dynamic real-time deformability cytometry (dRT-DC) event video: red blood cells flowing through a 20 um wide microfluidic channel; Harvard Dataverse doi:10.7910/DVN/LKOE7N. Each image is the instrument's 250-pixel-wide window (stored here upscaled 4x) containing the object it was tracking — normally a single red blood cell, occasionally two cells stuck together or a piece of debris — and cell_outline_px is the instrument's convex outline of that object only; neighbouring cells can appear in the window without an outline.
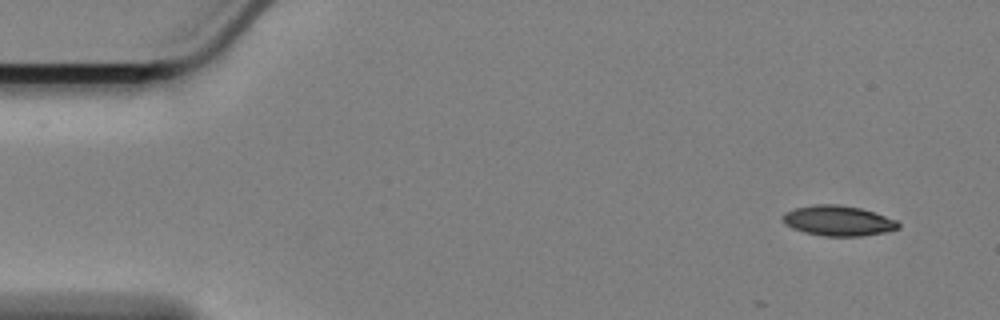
{"species": "Egyptian fruit bat (a non-hibernating species)", "species_latin": "Rousettus aegyptiacus", "temperature_condition": "cold", "stored_images_in_passage": 7, "camera_frame_rate_fps": 3000, "um_per_image_px": 0.085, "animal": {"sex": "female"}, "frame": {"image": 1, "passage_image": 1, "time_ms": 0.0, "image_size_px": [1000, 320], "cell_outline_px": [[900, 228], [884, 232], [860, 236], [824, 236], [804, 232], [792, 228], [784, 224], [780, 216], [784, 212], [796, 208], [812, 204], [836, 204], [860, 208], [896, 220], [900, 224]], "centroid_in_image_um": [71.18, 18.76], "position_along_channel_um": 13.8, "area_um2": 20.35}}